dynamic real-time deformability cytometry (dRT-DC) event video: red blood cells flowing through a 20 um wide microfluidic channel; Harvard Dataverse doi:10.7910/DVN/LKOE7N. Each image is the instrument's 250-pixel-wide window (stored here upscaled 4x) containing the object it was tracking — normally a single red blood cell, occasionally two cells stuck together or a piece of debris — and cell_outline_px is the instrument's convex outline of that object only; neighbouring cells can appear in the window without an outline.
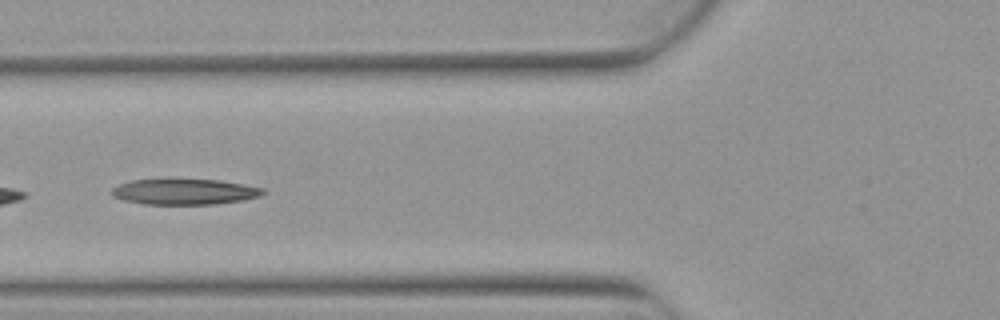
{"species": "Egyptian fruit bat (a non-hibernating species)", "species_latin": "Rousettus aegyptiacus", "temperature_condition": "warm", "stored_images_in_passage": 7, "camera_frame_rate_fps": 3000, "um_per_image_px": 0.085, "animal": {"sex": "female"}, "frame": {"image": 1, "passage_image": 4, "time_ms": 1.0, "image_size_px": [1000, 320], "cell_outline_px": [[264, 192], [260, 196], [244, 200], [212, 204], [144, 204], [124, 200], [112, 196], [112, 188], [120, 184], [132, 180], [220, 180], [244, 184], [264, 188]], "centroid_in_image_um": [15.7, 16.3], "position_along_channel_um": 110.1, "area_um2": 22.37}}
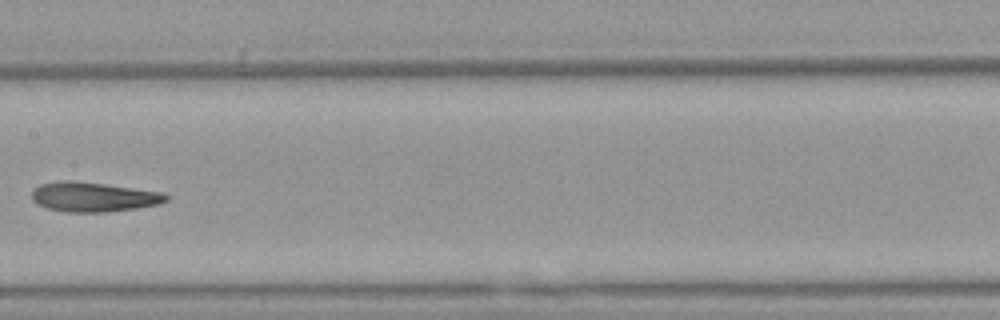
{"frame": {"image": 2, "passage_image": 6, "time_ms": 1.667, "image_size_px": [1000, 320], "cell_outline_px": [[168, 200], [160, 204], [136, 208], [108, 212], [68, 212], [44, 208], [36, 204], [32, 200], [32, 192], [40, 184], [60, 180], [68, 180], [104, 184], [164, 192], [168, 196]], "centroid_in_image_um": [7.93, 16.74], "position_along_channel_um": 199.5, "area_um2": 23.29}}
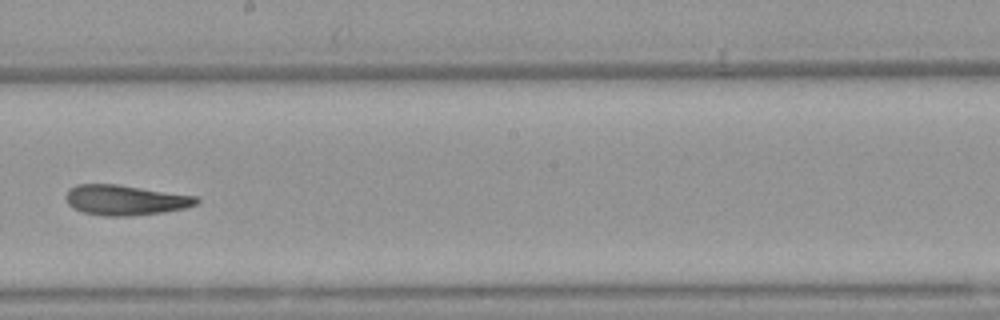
{"frame": {"image": 3, "passage_image": 7, "time_ms": 2.0, "image_size_px": [1000, 320], "cell_outline_px": [[200, 200], [196, 204], [184, 208], [164, 212], [132, 216], [104, 216], [84, 212], [72, 208], [68, 204], [64, 196], [68, 188], [76, 184], [116, 184], [196, 196]], "centroid_in_image_um": [10.6, 17.0], "position_along_channel_um": 237.6, "area_um2": 23.06}}